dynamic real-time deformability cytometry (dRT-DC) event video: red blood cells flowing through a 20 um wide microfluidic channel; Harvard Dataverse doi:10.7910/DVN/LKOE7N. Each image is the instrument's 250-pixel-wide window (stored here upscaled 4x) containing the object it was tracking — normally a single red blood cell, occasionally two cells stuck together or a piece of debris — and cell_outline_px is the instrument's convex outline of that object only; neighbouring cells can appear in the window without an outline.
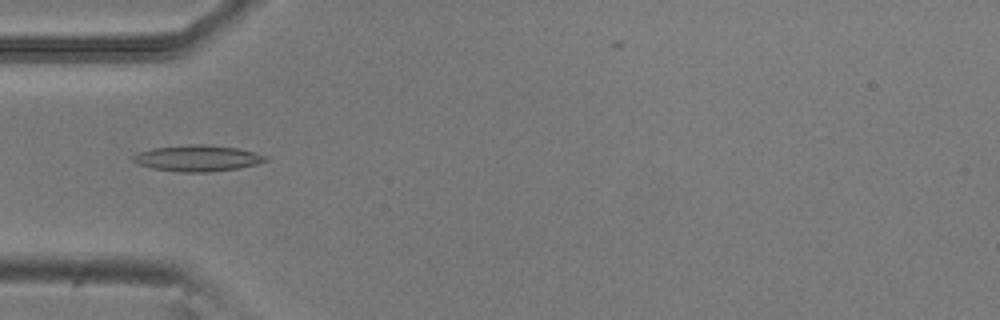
{"species": "common noctule bat (a hibernating species)", "species_latin": "Nyctalus noctula", "temperature_condition": "room temperature", "stored_images_in_passage": 4, "camera_frame_rate_fps": 3000, "um_per_image_px": 0.085, "animal": {"sex": "male", "body_mass_g": 20.5, "forearm_length_mm": 52.5}, "frame": {"image": 1, "passage_image": 3, "time_ms": 0.667, "image_size_px": [1000, 320], "cell_outline_px": [[268, 160], [256, 164], [236, 168], [208, 172], [180, 172], [152, 168], [140, 164], [132, 160], [132, 156], [140, 152], [152, 148], [188, 144], [204, 144], [240, 148], [268, 156]], "centroid_in_image_um": [16.81, 13.44], "position_along_channel_um": 68.2, "area_um2": 20.11}}